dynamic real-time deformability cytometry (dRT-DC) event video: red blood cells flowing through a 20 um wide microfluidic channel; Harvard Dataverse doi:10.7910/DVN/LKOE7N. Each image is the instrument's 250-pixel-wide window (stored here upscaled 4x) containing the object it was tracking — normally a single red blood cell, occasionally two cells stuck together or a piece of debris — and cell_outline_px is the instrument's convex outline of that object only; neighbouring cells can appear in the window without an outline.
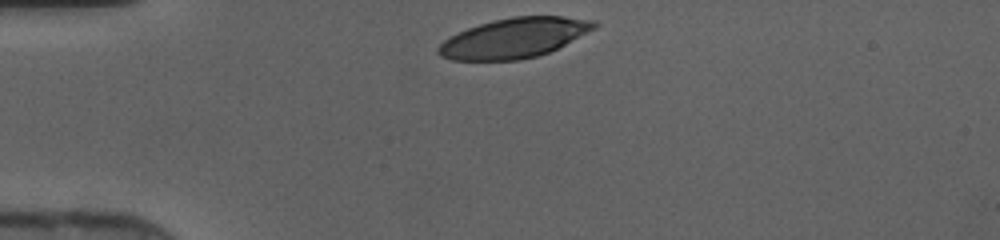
{"species": "human", "species_latin": "Homo sapiens", "temperature_condition": "cold", "stored_images_in_passage": 27, "camera_frame_rate_fps": 3000, "um_per_image_px": 0.085, "donor": {"sex": "female"}, "frame": {"image": 1, "passage_image": 1, "time_ms": 0.0, "image_size_px": [1000, 240], "cell_outline_px": [[600, 24], [596, 28], [548, 52], [536, 56], [520, 60], [452, 60], [440, 56], [436, 52], [436, 48], [444, 40], [468, 28], [492, 20], [512, 16], [564, 16], [596, 20]], "centroid_in_image_um": [43.71, 3.22], "position_along_channel_um": 41.3, "area_um2": 36.07}}
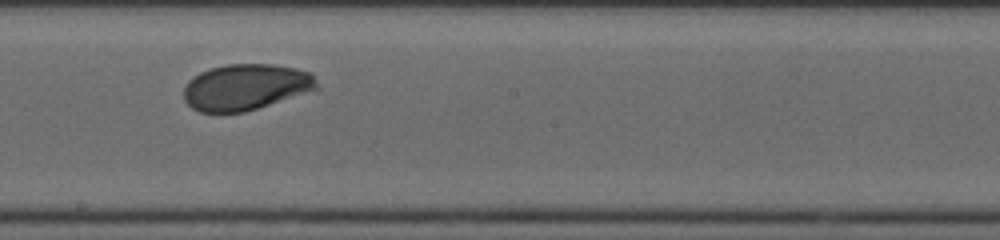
{"frame": {"image": 2, "passage_image": 16, "time_ms": 5.0, "image_size_px": [1000, 240], "cell_outline_px": [[320, 88], [244, 112], [200, 112], [192, 108], [184, 100], [184, 88], [188, 80], [200, 72], [212, 68], [228, 64], [272, 64], [296, 68], [312, 72]], "centroid_in_image_um": [20.89, 7.39], "position_along_channel_um": 227.3, "area_um2": 35.66}}
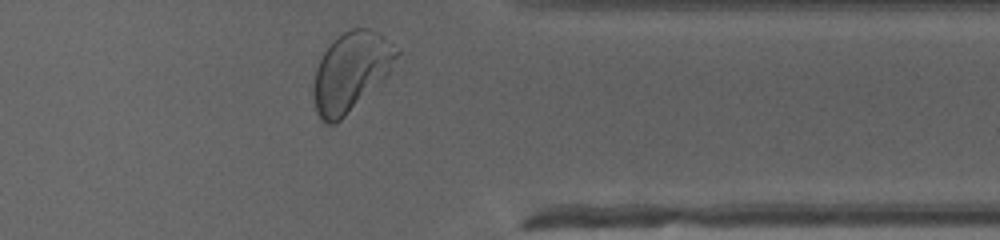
{"frame": {"image": 3, "passage_image": 27, "time_ms": 8.667, "image_size_px": [1000, 240], "cell_outline_px": [[400, 52], [388, 72], [336, 124], [324, 124], [320, 120], [316, 112], [312, 96], [312, 84], [316, 68], [324, 52], [344, 32], [352, 28], [372, 28], [384, 36], [400, 48]], "centroid_in_image_um": [29.79, 6.09], "position_along_channel_um": 381.6, "area_um2": 37.69}}